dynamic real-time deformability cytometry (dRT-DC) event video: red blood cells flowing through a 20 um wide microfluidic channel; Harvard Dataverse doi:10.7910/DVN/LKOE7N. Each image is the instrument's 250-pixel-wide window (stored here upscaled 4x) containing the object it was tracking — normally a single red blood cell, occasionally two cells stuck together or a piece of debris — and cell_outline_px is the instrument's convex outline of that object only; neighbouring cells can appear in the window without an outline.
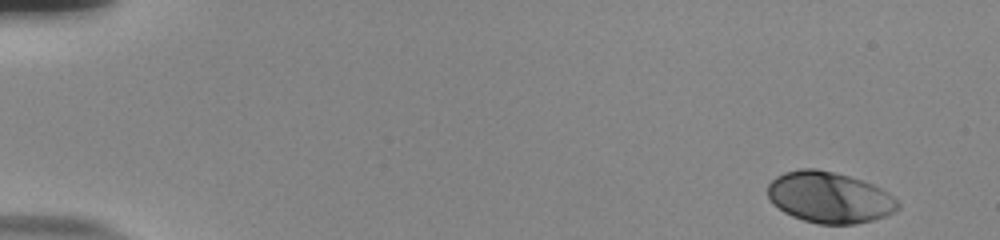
{"species": "human", "species_latin": "Homo sapiens", "temperature_condition": "room temperature", "stored_images_in_passage": 52, "camera_frame_rate_fps": 3000, "um_per_image_px": 0.085, "donor": {"sex": "male"}, "frame": {"image": 1, "passage_image": 1, "time_ms": 0.0, "image_size_px": [1000, 240], "cell_outline_px": [[900, 208], [884, 216], [872, 220], [856, 224], [820, 224], [804, 220], [792, 216], [784, 212], [772, 204], [768, 196], [768, 184], [776, 176], [784, 172], [800, 168], [816, 168], [848, 176], [872, 184], [888, 192], [900, 204]], "centroid_in_image_um": [70.47, 16.78], "position_along_channel_um": 14.5, "area_um2": 38.67}}
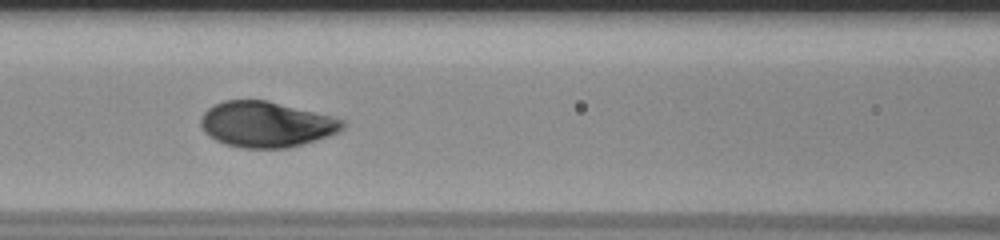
{"frame": {"image": 2, "passage_image": 23, "time_ms": 7.333, "image_size_px": [1000, 240], "cell_outline_px": [[348, 124], [340, 132], [316, 140], [288, 148], [244, 148], [224, 144], [208, 136], [204, 132], [200, 124], [200, 120], [204, 112], [208, 108], [224, 100], [268, 100], [332, 116], [344, 120]], "centroid_in_image_um": [22.65, 10.57], "position_along_channel_um": 144.0, "area_um2": 37.97}}
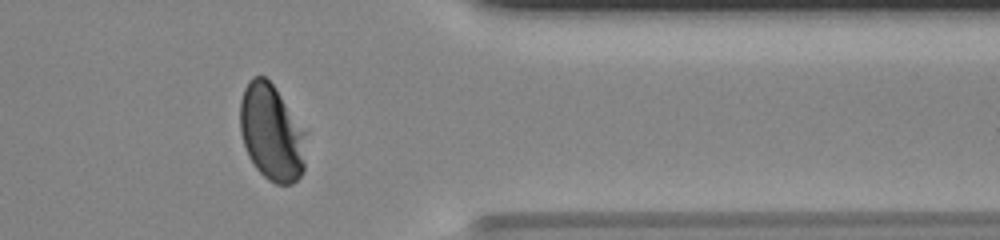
{"frame": {"image": 3, "passage_image": 43, "time_ms": 14.0, "image_size_px": [1000, 240], "cell_outline_px": [[304, 172], [292, 184], [276, 184], [268, 180], [256, 168], [248, 156], [240, 132], [240, 100], [244, 88], [248, 80], [252, 76], [264, 76], [272, 84], [304, 132]], "centroid_in_image_um": [23.03, 11.29], "position_along_channel_um": 388.4, "area_um2": 36.41}, "authors_computed_cell_mechanics": {"area_um2": 37.6856, "velocity_mm_per_s": 3.8075, "shape_relaxation_time_tau1_ms": 2.3813, "shape_relaxation_time_tau2_ms": null, "deformation_change_tau1": 0.1708, "deformation_change_tau2": null}}